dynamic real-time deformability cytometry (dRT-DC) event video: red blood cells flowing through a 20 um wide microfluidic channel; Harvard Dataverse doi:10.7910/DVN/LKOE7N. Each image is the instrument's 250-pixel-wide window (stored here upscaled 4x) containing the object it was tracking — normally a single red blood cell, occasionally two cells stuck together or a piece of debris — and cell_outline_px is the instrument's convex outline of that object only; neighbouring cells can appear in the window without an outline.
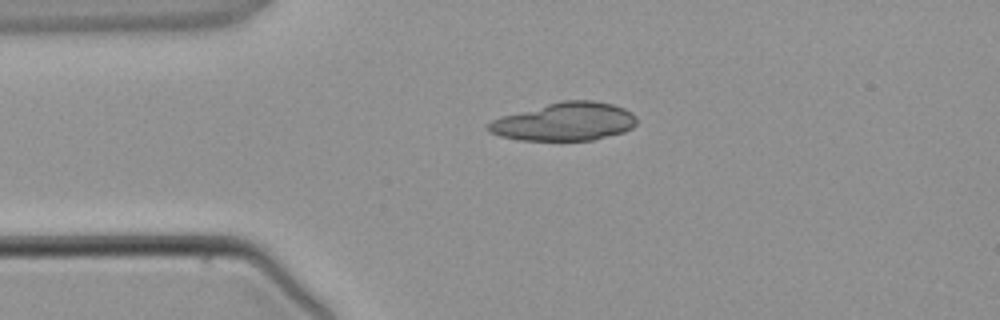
{"species": "common noctule bat (a hibernating species)", "species_latin": "Nyctalus noctula", "temperature_condition": "warm", "stored_images_in_passage": 1, "camera_frame_rate_fps": 3000, "um_per_image_px": 0.085, "animal": {"sex": "male", "body_mass_g": 21.5, "forearm_length_mm": 52.0}, "frame": {"image": 1, "passage_image": 1, "time_ms": 0.0, "image_size_px": [1000, 320], "cell_outline_px": [[636, 124], [632, 128], [624, 132], [592, 140], [520, 140], [500, 136], [488, 132], [484, 128], [492, 120], [504, 116], [548, 104], [564, 100], [592, 100], [612, 104], [624, 108], [632, 112], [636, 116]], "centroid_in_image_um": [48.02, 10.35], "position_along_channel_um": 37.0, "area_um2": 32.77}}